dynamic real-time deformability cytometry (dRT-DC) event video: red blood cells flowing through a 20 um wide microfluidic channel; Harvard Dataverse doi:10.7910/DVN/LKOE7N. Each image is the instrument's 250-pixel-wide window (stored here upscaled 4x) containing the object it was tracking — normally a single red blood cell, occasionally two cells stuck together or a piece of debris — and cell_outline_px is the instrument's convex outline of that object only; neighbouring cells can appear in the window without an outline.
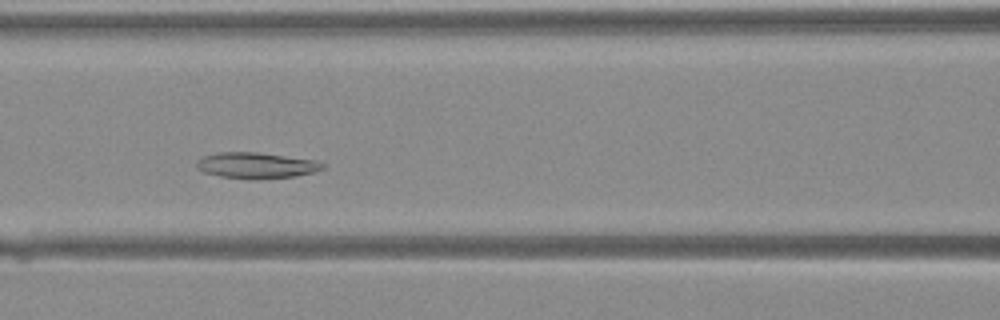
{"species": "Egyptian fruit bat (a non-hibernating species)", "species_latin": "Rousettus aegyptiacus", "temperature_condition": "warm", "stored_images_in_passage": 35, "camera_frame_rate_fps": 3000, "um_per_image_px": 0.085, "animal": {"sex": "female"}, "frame": {"image": 1, "passage_image": 12, "time_ms": 3.667, "image_size_px": [1000, 320], "cell_outline_px": [[324, 168], [312, 172], [296, 176], [220, 176], [204, 172], [196, 168], [196, 160], [204, 156], [216, 152], [256, 152], [316, 160], [324, 164]], "centroid_in_image_um": [21.74, 14.0], "position_along_channel_um": 144.9, "area_um2": 18.03}}
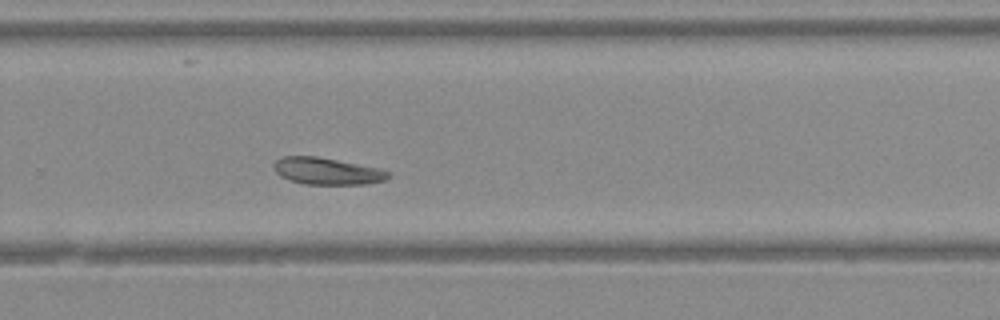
{"frame": {"image": 2, "passage_image": 22, "time_ms": 7.0, "image_size_px": [1000, 320], "cell_outline_px": [[392, 176], [388, 180], [368, 184], [304, 184], [288, 180], [280, 176], [276, 172], [272, 164], [280, 156], [316, 156], [376, 168], [388, 172]], "centroid_in_image_um": [27.76, 14.55], "position_along_channel_um": 302.0, "area_um2": 17.92}}
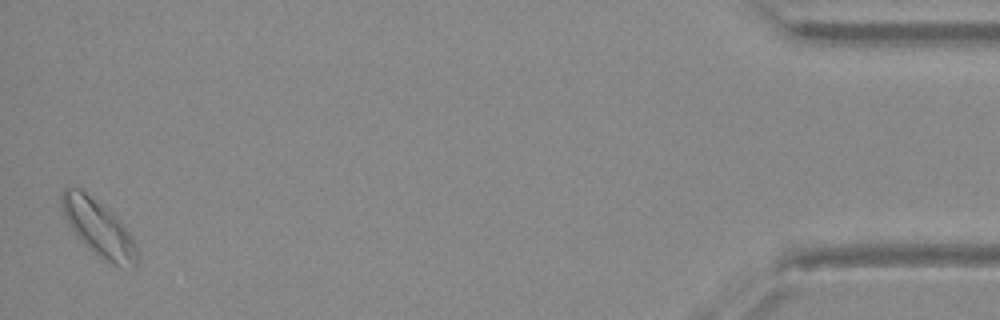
{"frame": {"image": 3, "passage_image": 35, "time_ms": 11.333, "image_size_px": [1000, 320], "cell_outline_px": [[140, 260], [136, 268], [120, 268], [108, 264], [88, 248], [68, 224], [60, 208], [60, 192], [64, 188], [80, 188], [120, 220], [136, 244]], "centroid_in_image_um": [8.4, 19.46], "position_along_channel_um": 426.8, "area_um2": 24.97}}